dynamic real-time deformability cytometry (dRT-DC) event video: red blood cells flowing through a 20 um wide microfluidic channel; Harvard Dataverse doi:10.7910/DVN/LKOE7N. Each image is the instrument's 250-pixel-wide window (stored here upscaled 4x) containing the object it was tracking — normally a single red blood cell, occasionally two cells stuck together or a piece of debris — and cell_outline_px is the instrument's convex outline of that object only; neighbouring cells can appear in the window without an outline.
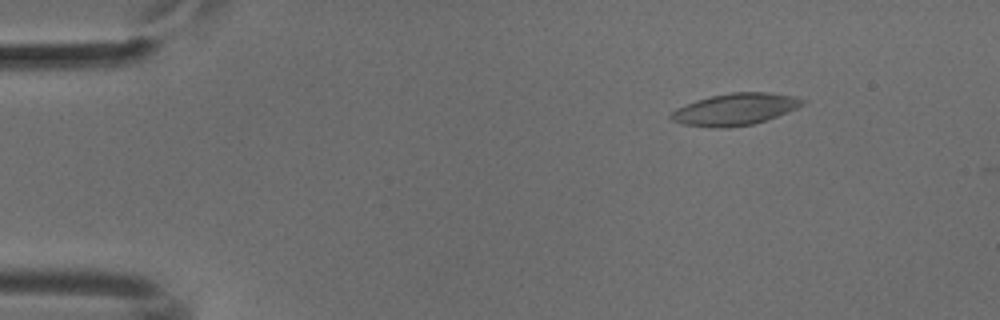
{"species": "common noctule bat (a hibernating species)", "species_latin": "Nyctalus noctula", "temperature_condition": "cold", "stored_images_in_passage": 21, "camera_frame_rate_fps": 3000, "um_per_image_px": 0.085, "animal": {"sex": "male", "body_mass_g": 18.8}, "frame": {"image": 1, "passage_image": 7, "time_ms": 2.0, "image_size_px": [1000, 320], "cell_outline_px": [[808, 100], [804, 104], [788, 112], [752, 124], [728, 128], [716, 128], [680, 124], [672, 120], [668, 116], [676, 108], [696, 100], [712, 96], [732, 92], [768, 92], [796, 96]], "centroid_in_image_um": [62.48, 9.29], "position_along_channel_um": 22.5, "area_um2": 24.45}}
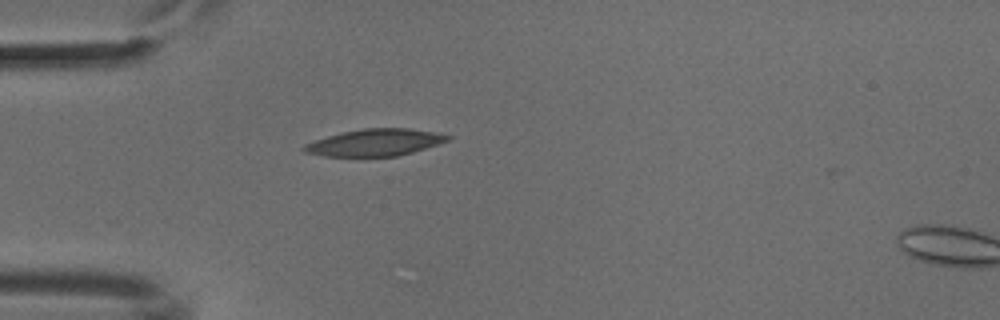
{"frame": {"image": 2, "passage_image": 15, "time_ms": 4.667, "image_size_px": [1000, 320], "cell_outline_px": [[452, 136], [448, 140], [412, 152], [396, 156], [324, 156], [304, 152], [300, 148], [304, 144], [328, 136], [344, 132], [364, 128], [408, 128], [436, 132]], "centroid_in_image_um": [31.84, 12.11], "position_along_channel_um": 53.2, "area_um2": 22.25}}